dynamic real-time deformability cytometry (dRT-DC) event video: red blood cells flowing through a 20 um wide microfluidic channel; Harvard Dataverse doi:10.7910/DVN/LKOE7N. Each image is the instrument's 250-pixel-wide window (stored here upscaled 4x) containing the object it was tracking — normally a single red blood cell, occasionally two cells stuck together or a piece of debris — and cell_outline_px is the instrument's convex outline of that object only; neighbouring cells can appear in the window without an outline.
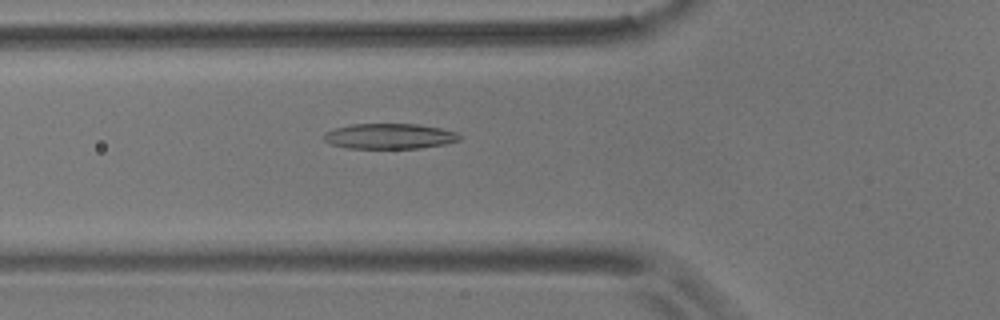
{"species": "common noctule bat (a hibernating species)", "species_latin": "Nyctalus noctula", "temperature_condition": "room temperature", "stored_images_in_passage": 4, "camera_frame_rate_fps": 3000, "um_per_image_px": 0.085, "animal": {"sex": "male", "body_mass_g": 17.9}, "frame": {"image": 1, "passage_image": 3, "time_ms": 0.667, "image_size_px": [1000, 320], "cell_outline_px": [[460, 140], [444, 144], [420, 148], [348, 148], [328, 144], [324, 140], [324, 132], [336, 128], [352, 124], [416, 124], [440, 128], [456, 132], [460, 136]], "centroid_in_image_um": [33.08, 11.58], "position_along_channel_um": 92.7, "area_um2": 20.0}}